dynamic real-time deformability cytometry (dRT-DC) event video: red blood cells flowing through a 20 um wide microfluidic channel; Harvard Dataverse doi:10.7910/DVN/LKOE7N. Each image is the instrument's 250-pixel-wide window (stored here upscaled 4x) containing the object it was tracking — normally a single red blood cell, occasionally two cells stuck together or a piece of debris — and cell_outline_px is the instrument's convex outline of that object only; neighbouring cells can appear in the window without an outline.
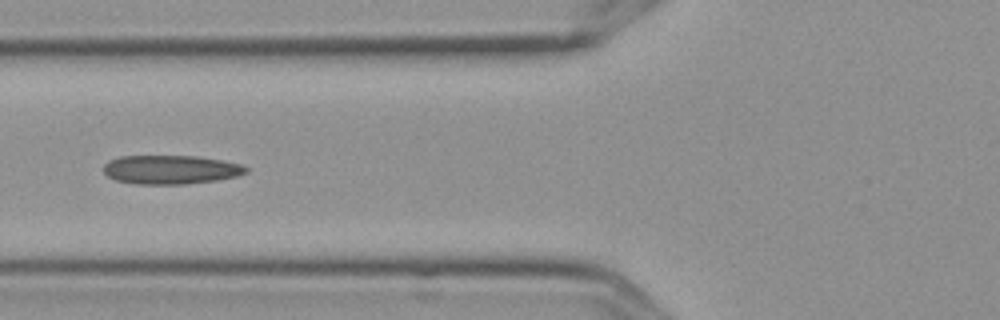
{"species": "Egyptian fruit bat (a non-hibernating species)", "species_latin": "Rousettus aegyptiacus", "temperature_condition": "cold", "stored_images_in_passage": 4, "camera_frame_rate_fps": 3000, "um_per_image_px": 0.085, "frame": {"image": 1, "passage_image": 4, "time_ms": 1.0, "image_size_px": [1000, 320], "cell_outline_px": [[248, 172], [236, 176], [216, 180], [184, 184], [136, 184], [116, 180], [108, 176], [104, 172], [104, 164], [108, 160], [120, 156], [196, 156], [220, 160], [240, 164], [248, 168]], "centroid_in_image_um": [14.48, 14.41], "position_along_channel_um": 111.3, "area_um2": 23.87}}